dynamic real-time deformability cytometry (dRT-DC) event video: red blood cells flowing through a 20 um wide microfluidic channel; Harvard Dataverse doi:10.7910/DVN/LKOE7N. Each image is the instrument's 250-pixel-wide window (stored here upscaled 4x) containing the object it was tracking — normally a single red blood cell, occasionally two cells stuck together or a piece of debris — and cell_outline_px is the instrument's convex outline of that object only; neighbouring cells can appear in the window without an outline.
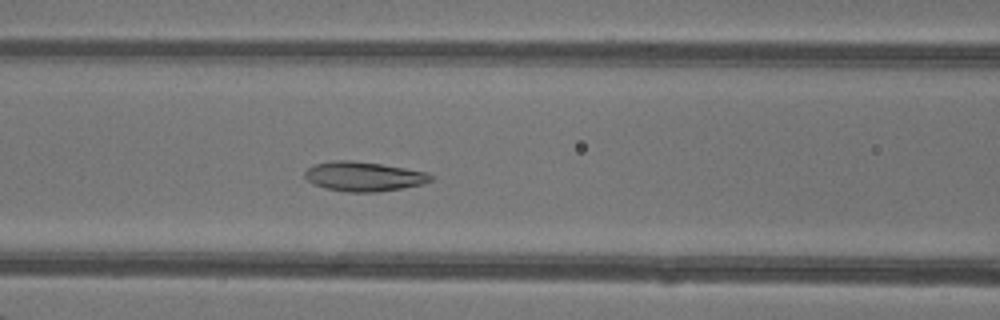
{"species": "common noctule bat (a hibernating species)", "species_latin": "Nyctalus noctula", "temperature_condition": "warm", "stored_images_in_passage": 47, "segment_of_instrument_passage": [1, 2], "camera_frame_rate_fps": 3000, "um_per_image_px": 0.085, "animal": {"sex": "female"}, "frame": {"image": 1, "passage_image": 19, "time_ms": 6.0, "image_size_px": [1000, 320], "cell_outline_px": [[436, 176], [432, 180], [424, 184], [404, 188], [376, 192], [344, 192], [324, 188], [308, 180], [304, 176], [304, 172], [312, 164], [332, 160], [352, 160], [380, 164], [428, 172]], "centroid_in_image_um": [30.94, 15.0], "position_along_channel_um": 135.7, "area_um2": 21.91}}
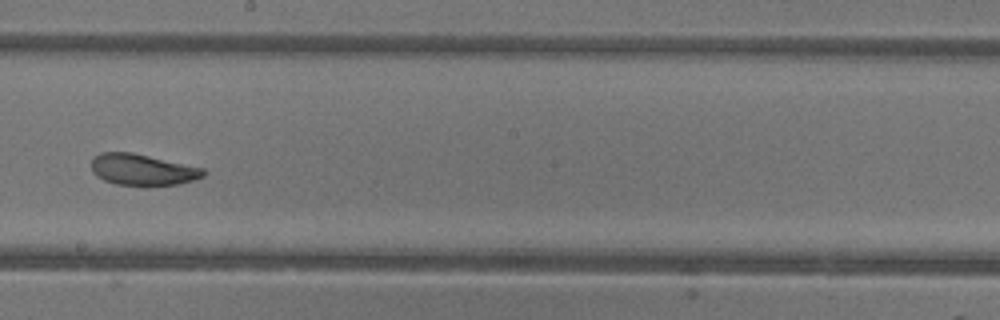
{"frame": {"image": 2, "passage_image": 26, "time_ms": 8.333, "image_size_px": [1000, 320], "cell_outline_px": [[208, 172], [204, 176], [180, 184], [116, 184], [104, 180], [96, 176], [92, 172], [92, 160], [100, 152], [132, 152], [204, 168]], "centroid_in_image_um": [12.12, 14.4], "position_along_channel_um": 236.1, "area_um2": 20.11}}
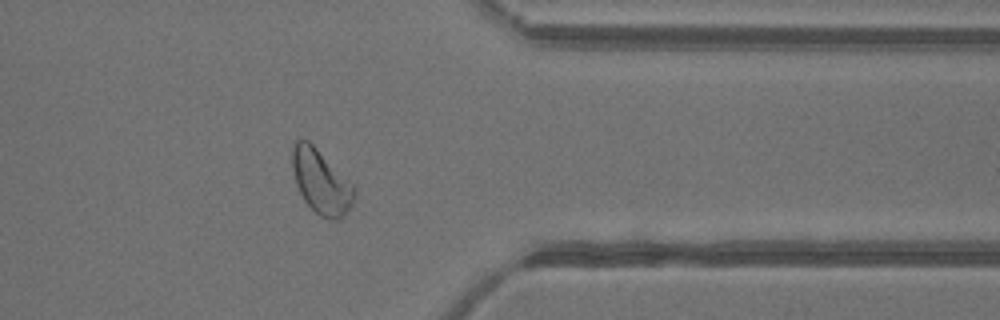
{"frame": {"image": 3, "passage_image": 37, "time_ms": 12.0, "image_size_px": [1000, 320], "cell_outline_px": [[356, 200], [344, 216], [340, 220], [332, 220], [320, 216], [304, 200], [296, 184], [292, 168], [292, 148], [296, 140], [308, 140], [356, 184]], "centroid_in_image_um": [27.36, 15.46], "position_along_channel_um": 384.0, "area_um2": 23.7}}